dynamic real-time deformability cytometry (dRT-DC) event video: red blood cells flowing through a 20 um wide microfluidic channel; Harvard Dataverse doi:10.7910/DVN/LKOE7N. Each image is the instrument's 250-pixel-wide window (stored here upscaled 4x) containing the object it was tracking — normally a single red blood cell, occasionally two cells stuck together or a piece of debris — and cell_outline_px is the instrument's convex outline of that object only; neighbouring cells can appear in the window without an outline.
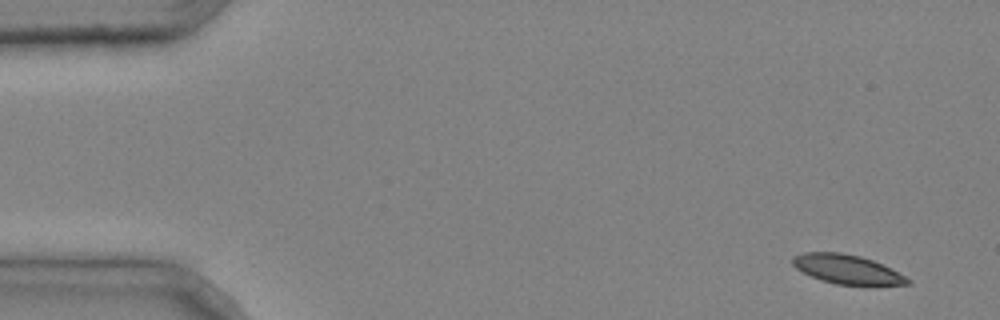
{"species": "common noctule bat (a hibernating species)", "species_latin": "Nyctalus noctula", "temperature_condition": "cold", "stored_images_in_passage": 4, "camera_frame_rate_fps": 3000, "um_per_image_px": 0.085, "animal": {"sex": "male", "body_mass_g": 20.4}, "frame": {"image": 1, "passage_image": 1, "time_ms": 0.0, "image_size_px": [1000, 320], "cell_outline_px": [[912, 284], [836, 284], [820, 280], [796, 268], [792, 264], [792, 256], [804, 252], [840, 252], [860, 256], [872, 260], [912, 280]], "centroid_in_image_um": [71.94, 22.87], "position_along_channel_um": 13.1, "area_um2": 19.07}}
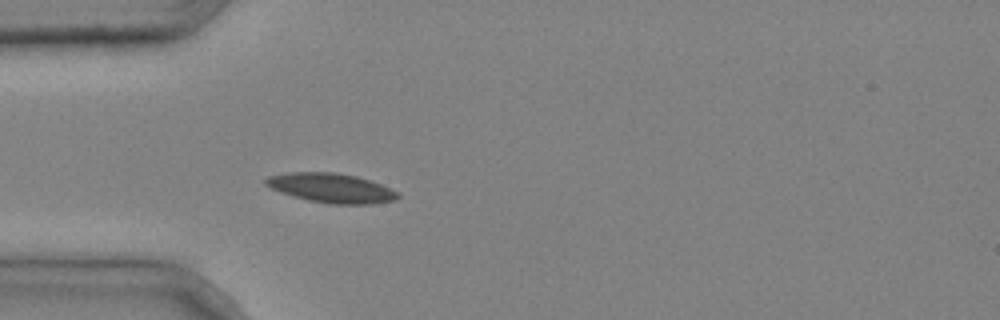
{"frame": {"image": 2, "passage_image": 4, "time_ms": 1.0, "image_size_px": [1000, 320], "cell_outline_px": [[400, 196], [396, 200], [372, 204], [332, 204], [308, 200], [292, 196], [280, 192], [264, 184], [264, 180], [268, 176], [288, 172], [336, 172], [356, 176], [380, 184], [400, 192]], "centroid_in_image_um": [28.16, 15.98], "position_along_channel_um": 56.8, "area_um2": 22.72}}